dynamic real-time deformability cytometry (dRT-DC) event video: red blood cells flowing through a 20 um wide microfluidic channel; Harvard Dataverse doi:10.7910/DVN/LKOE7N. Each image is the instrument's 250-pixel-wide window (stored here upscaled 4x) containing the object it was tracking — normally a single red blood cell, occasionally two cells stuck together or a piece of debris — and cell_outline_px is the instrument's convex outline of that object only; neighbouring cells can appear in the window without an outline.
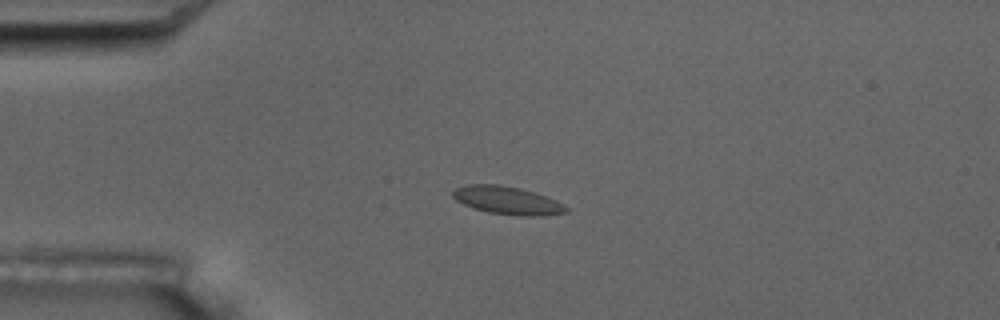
{"species": "common noctule bat (a hibernating species)", "species_latin": "Nyctalus noctula", "temperature_condition": "room temperature", "stored_images_in_passage": 57, "camera_frame_rate_fps": 3000, "um_per_image_px": 0.085, "animal": {"sex": "male", "body_mass_g": 17.5, "forearm_length_mm": 52.3}, "frame": {"image": 1, "passage_image": 14, "time_ms": 4.333, "image_size_px": [1000, 320], "cell_outline_px": [[568, 212], [544, 216], [520, 216], [488, 212], [464, 204], [456, 200], [452, 196], [452, 192], [456, 188], [468, 184], [496, 184], [520, 188], [536, 192], [548, 196], [564, 204], [568, 208]], "centroid_in_image_um": [43.18, 17.03], "position_along_channel_um": 41.8, "area_um2": 18.55}}
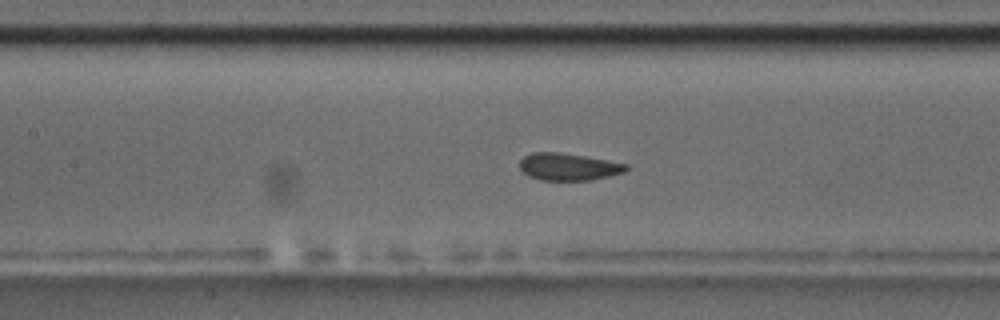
{"frame": {"image": 2, "passage_image": 26, "time_ms": 8.333, "image_size_px": [1000, 320], "cell_outline_px": [[628, 168], [624, 172], [608, 176], [588, 180], [540, 180], [528, 176], [520, 168], [520, 160], [524, 156], [532, 152], [560, 152], [584, 156], [628, 164]], "centroid_in_image_um": [48.29, 14.17], "position_along_channel_um": 159.1, "area_um2": 16.76}}
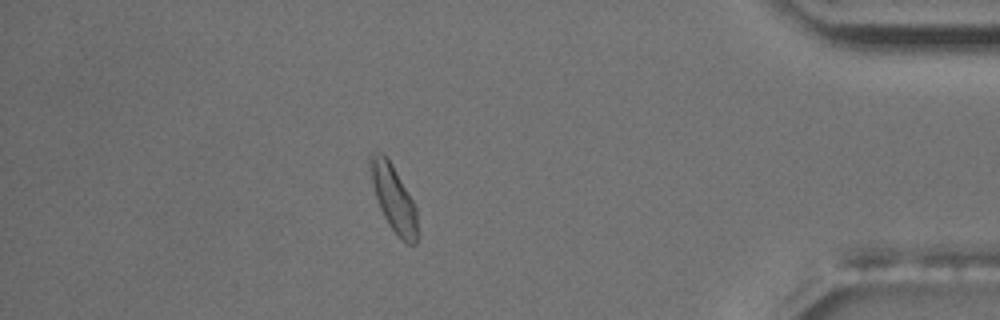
{"frame": {"image": 3, "passage_image": 50, "time_ms": 16.333, "image_size_px": [1000, 320], "cell_outline_px": [[420, 236], [416, 244], [408, 244], [388, 224], [380, 208], [372, 184], [368, 160], [368, 156], [372, 152], [384, 152], [388, 156], [416, 204], [420, 232]], "centroid_in_image_um": [33.5, 16.82], "position_along_channel_um": 401.7, "area_um2": 18.84}, "authors_computed_cell_mechanics": {"area_um2": 17.5712, "velocity_mm_per_s": 3.5397, "shape_relaxation_time_tau1_ms": 8.7592, "shape_relaxation_time_tau2_ms": null, "deformation_change_tau1": 0.1319, "deformation_change_tau2": null}}